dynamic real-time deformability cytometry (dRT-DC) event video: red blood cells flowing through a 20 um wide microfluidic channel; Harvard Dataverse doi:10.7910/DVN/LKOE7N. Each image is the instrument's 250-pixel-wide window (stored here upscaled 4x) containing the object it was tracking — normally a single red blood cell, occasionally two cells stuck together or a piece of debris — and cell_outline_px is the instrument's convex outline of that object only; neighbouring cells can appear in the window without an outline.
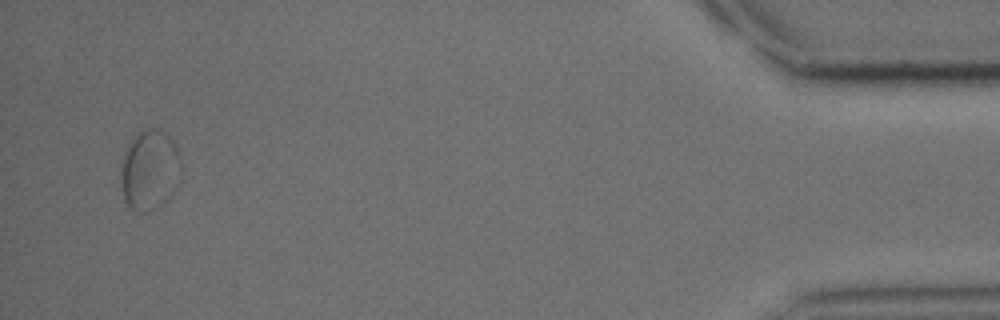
{"species": "common noctule bat (a hibernating species)", "species_latin": "Nyctalus noctula", "temperature_condition": "cold", "stored_images_in_passage": 33, "segment_of_instrument_passage": [2, 2], "camera_frame_rate_fps": 3000, "um_per_image_px": 0.085, "animal": {"sex": "male", "body_mass_g": 15.6}, "frame": {"image": 1, "passage_image": 32, "time_ms": 10.333, "image_size_px": [1000, 320], "cell_outline_px": [[184, 172], [180, 180], [168, 200], [156, 208], [148, 212], [140, 212], [132, 208], [124, 200], [120, 172], [128, 144], [132, 136], [140, 128], [156, 128], [168, 136], [172, 140], [180, 156], [184, 168]], "centroid_in_image_um": [12.76, 14.44], "position_along_channel_um": 422.4, "area_um2": 28.67}}